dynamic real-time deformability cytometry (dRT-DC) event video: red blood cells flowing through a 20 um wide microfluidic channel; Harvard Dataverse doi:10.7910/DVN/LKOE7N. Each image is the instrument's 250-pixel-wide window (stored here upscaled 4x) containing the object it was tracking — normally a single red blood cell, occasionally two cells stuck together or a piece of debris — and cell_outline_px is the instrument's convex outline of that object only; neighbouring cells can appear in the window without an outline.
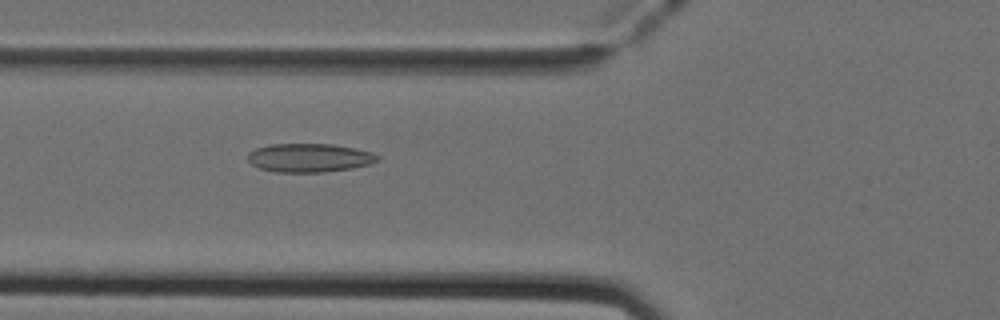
{"species": "Egyptian fruit bat (a non-hibernating species)", "species_latin": "Rousettus aegyptiacus", "temperature_condition": "cold", "stored_images_in_passage": 51, "camera_frame_rate_fps": 3000, "um_per_image_px": 0.085, "animal": {"sex": "female"}, "frame": {"image": 1, "passage_image": 19, "time_ms": 6.0, "image_size_px": [1000, 320], "cell_outline_px": [[380, 160], [368, 164], [352, 168], [324, 172], [276, 172], [260, 168], [252, 164], [248, 160], [248, 152], [256, 148], [268, 144], [332, 144], [356, 148], [372, 152], [380, 156]], "centroid_in_image_um": [26.3, 13.4], "position_along_channel_um": 99.5, "area_um2": 21.73}}
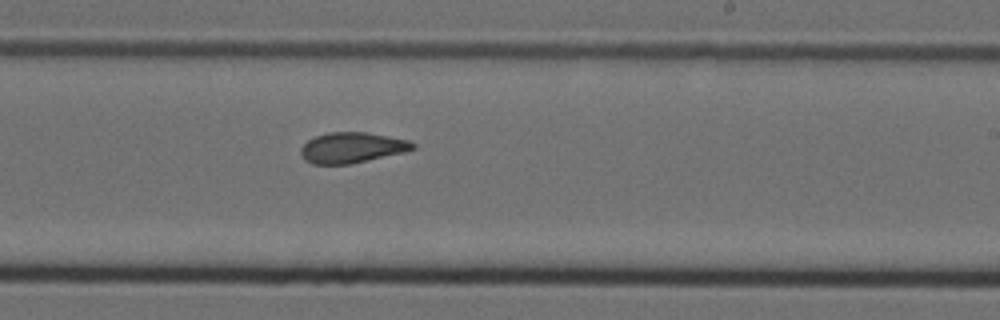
{"frame": {"image": 2, "passage_image": 31, "time_ms": 10.0, "image_size_px": [1000, 320], "cell_outline_px": [[416, 148], [404, 152], [348, 164], [312, 164], [304, 160], [300, 152], [300, 148], [308, 140], [316, 136], [328, 132], [368, 132], [408, 140], [416, 144]], "centroid_in_image_um": [29.9, 12.54], "position_along_channel_um": 259.1, "area_um2": 19.88}}
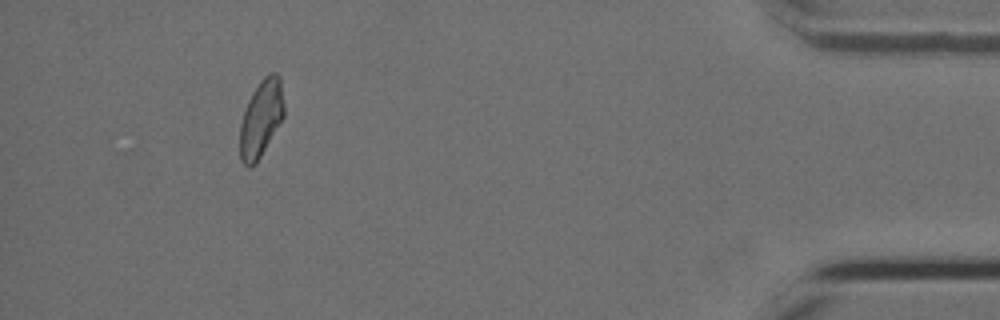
{"frame": {"image": 3, "passage_image": 47, "time_ms": 15.333, "image_size_px": [1000, 320], "cell_outline_px": [[284, 116], [260, 156], [248, 168], [240, 160], [240, 124], [248, 100], [252, 92], [260, 80], [268, 72], [276, 72], [280, 76], [284, 104]], "centroid_in_image_um": [22.19, 10.0], "position_along_channel_um": 413.0, "area_um2": 19.59}, "authors_computed_cell_mechanics": {"area_um2": 20.519, "velocity_mm_per_s": 3.986, "shape_relaxation_time_tau1_ms": null, "shape_relaxation_time_tau2_ms": 1.8145, "deformation_change_tau1": null, "deformation_change_tau2": 0.0808}}